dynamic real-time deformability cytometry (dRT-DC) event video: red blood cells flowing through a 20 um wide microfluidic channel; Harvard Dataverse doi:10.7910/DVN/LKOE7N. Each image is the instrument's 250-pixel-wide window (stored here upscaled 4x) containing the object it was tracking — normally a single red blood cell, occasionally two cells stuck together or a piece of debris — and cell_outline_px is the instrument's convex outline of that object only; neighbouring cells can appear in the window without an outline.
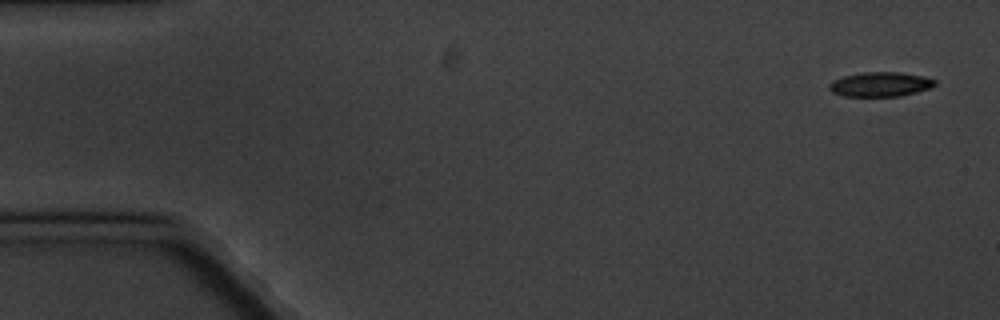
{"species": "common noctule bat (a hibernating species)", "species_latin": "Nyctalus noctula", "temperature_condition": "cold", "stored_images_in_passage": 6, "camera_frame_rate_fps": 3000, "um_per_image_px": 0.085, "animal": {"sex": "male", "body_mass_g": 20.1, "forearm_length_mm": 53.5}, "frame": {"image": 1, "passage_image": 1, "time_ms": 0.0, "image_size_px": [1000, 320], "cell_outline_px": [[936, 84], [928, 88], [916, 92], [900, 96], [844, 96], [832, 92], [828, 88], [828, 84], [832, 80], [844, 76], [864, 72], [900, 72], [920, 76], [936, 80]], "centroid_in_image_um": [74.78, 7.17], "position_along_channel_um": 10.2, "area_um2": 14.97}}
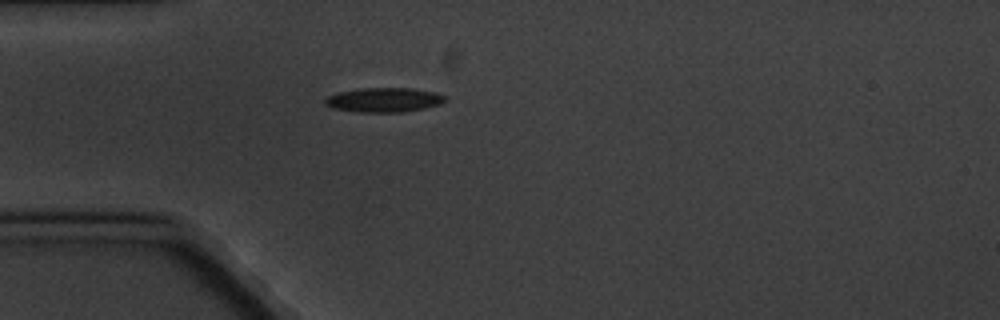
{"frame": {"image": 2, "passage_image": 5, "time_ms": 4.667, "image_size_px": [1000, 320], "cell_outline_px": [[448, 100], [440, 104], [424, 108], [404, 112], [360, 112], [332, 108], [324, 104], [324, 100], [328, 96], [336, 92], [360, 88], [408, 88], [432, 92], [444, 96]], "centroid_in_image_um": [32.59, 8.49], "position_along_channel_um": 52.4, "area_um2": 17.05}}